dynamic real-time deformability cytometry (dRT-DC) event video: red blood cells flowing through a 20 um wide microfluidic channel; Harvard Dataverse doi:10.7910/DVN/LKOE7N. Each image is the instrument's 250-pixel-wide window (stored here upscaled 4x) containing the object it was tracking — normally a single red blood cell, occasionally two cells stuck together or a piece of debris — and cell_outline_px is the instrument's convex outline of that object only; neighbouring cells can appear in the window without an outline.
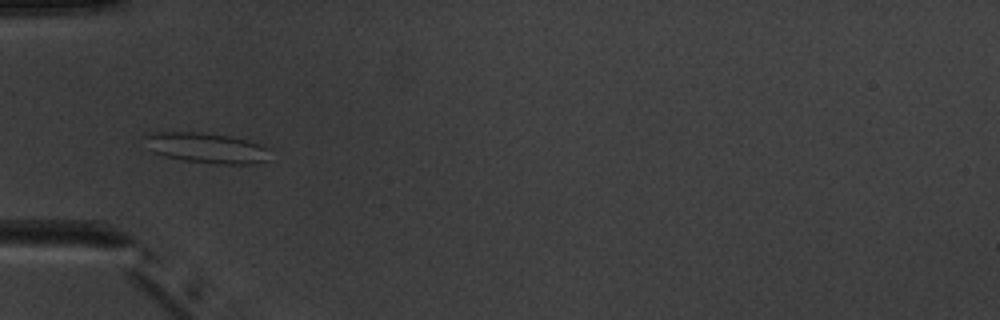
{"species": "common noctule bat (a hibernating species)", "species_latin": "Nyctalus noctula", "temperature_condition": "warm", "stored_images_in_passage": 7, "camera_frame_rate_fps": 3000, "um_per_image_px": 0.085, "animal": {"sex": "male", "body_mass_g": 20.1, "forearm_length_mm": 53.5}, "frame": {"image": 1, "passage_image": 5, "time_ms": 4.667, "image_size_px": [1000, 320], "cell_outline_px": [[272, 148], [268, 160], [252, 164], [212, 164], [184, 160], [164, 156], [152, 152], [148, 148], [140, 136], [152, 132], [200, 132], [232, 136], [248, 140]], "centroid_in_image_um": [17.55, 12.57], "position_along_channel_um": 67.5, "area_um2": 22.77}}
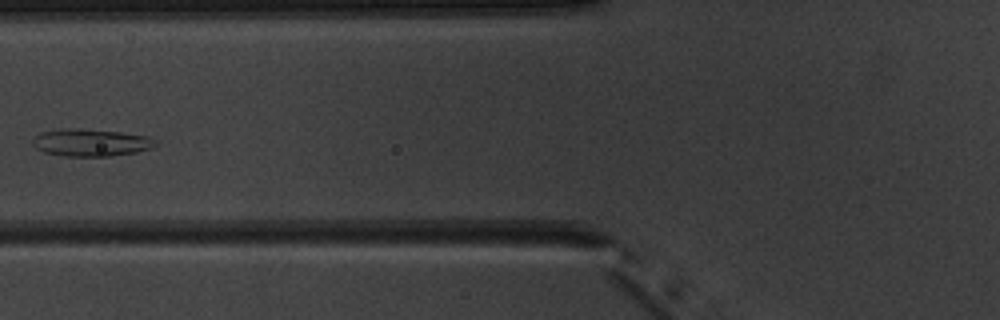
{"frame": {"image": 2, "passage_image": 6, "time_ms": 6.0, "image_size_px": [1000, 320], "cell_outline_px": [[156, 144], [152, 148], [136, 152], [112, 156], [64, 156], [44, 152], [36, 148], [32, 144], [32, 140], [40, 132], [68, 128], [76, 128], [120, 132], [148, 136], [156, 140]], "centroid_in_image_um": [7.72, 12.12], "position_along_channel_um": 118.1, "area_um2": 19.54}}